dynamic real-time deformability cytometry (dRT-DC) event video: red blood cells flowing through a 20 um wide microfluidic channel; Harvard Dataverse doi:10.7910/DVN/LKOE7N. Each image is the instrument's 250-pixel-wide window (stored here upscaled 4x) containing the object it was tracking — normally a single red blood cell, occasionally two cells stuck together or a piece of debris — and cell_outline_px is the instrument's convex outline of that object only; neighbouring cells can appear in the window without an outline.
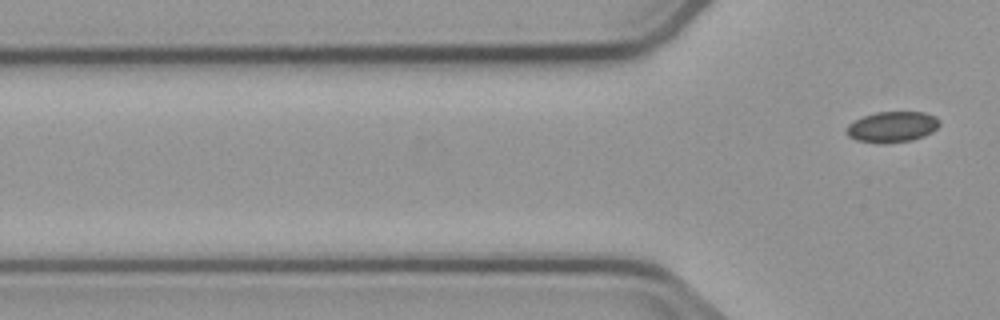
{"species": "common noctule bat (a hibernating species)", "species_latin": "Nyctalus noctula", "temperature_condition": "cold", "stored_images_in_passage": 4, "segment_of_instrument_passage": [2, 2], "camera_frame_rate_fps": 3000, "um_per_image_px": 0.085, "animal": {"sex": "male", "body_mass_g": 23.1, "forearm_length_mm": 52.7}, "frame": {"image": 1, "passage_image": 4, "time_ms": 3.333, "image_size_px": [1000, 320], "cell_outline_px": [[940, 124], [932, 132], [924, 136], [912, 140], [856, 140], [848, 136], [844, 132], [844, 128], [848, 124], [864, 116], [876, 112], [924, 112], [936, 116], [940, 120]], "centroid_in_image_um": [75.86, 10.73], "position_along_channel_um": 49.9, "area_um2": 16.07}}